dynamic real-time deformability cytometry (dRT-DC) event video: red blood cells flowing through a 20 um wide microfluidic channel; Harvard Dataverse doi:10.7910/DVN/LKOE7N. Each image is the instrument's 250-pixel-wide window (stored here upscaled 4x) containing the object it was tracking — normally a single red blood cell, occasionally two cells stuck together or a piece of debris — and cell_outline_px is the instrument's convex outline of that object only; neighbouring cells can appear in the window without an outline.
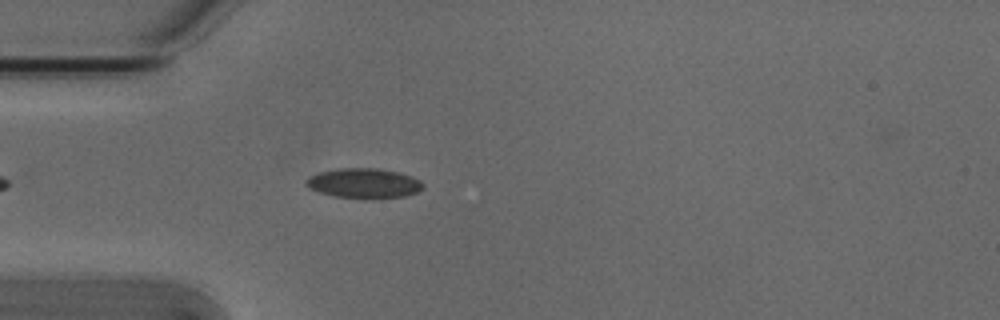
{"species": "Egyptian fruit bat (a non-hibernating species)", "species_latin": "Rousettus aegyptiacus", "temperature_condition": "cold", "stored_images_in_passage": 32, "camera_frame_rate_fps": 3000, "um_per_image_px": 0.085, "animal": {"sex": "male"}, "frame": {"image": 1, "passage_image": 6, "time_ms": 1.667, "image_size_px": [1000, 320], "cell_outline_px": [[424, 188], [416, 192], [404, 196], [336, 196], [320, 192], [304, 184], [304, 180], [308, 176], [320, 172], [336, 168], [376, 168], [400, 172], [412, 176], [420, 180], [424, 184]], "centroid_in_image_um": [30.93, 15.52], "position_along_channel_um": 54.1, "area_um2": 19.71}}
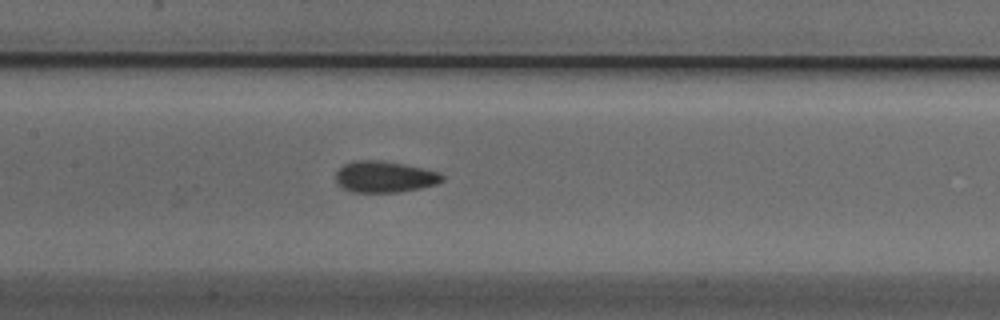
{"frame": {"image": 2, "passage_image": 16, "time_ms": 5.0, "image_size_px": [1000, 320], "cell_outline_px": [[444, 180], [436, 184], [420, 188], [400, 192], [352, 192], [344, 188], [336, 180], [336, 172], [344, 164], [352, 160], [380, 160], [404, 164], [424, 168], [440, 172], [444, 176]], "centroid_in_image_um": [32.71, 15.02], "position_along_channel_um": 174.7, "area_um2": 19.48}}
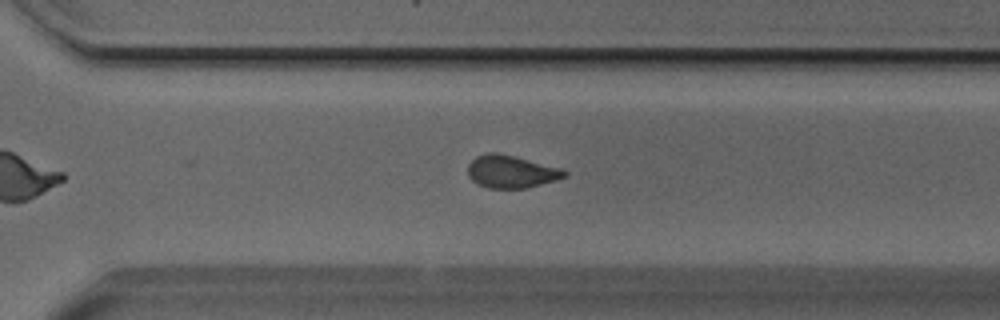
{"frame": {"image": 3, "passage_image": 28, "time_ms": 9.0, "image_size_px": [1000, 320], "cell_outline_px": [[568, 176], [556, 180], [524, 188], [488, 188], [476, 184], [468, 176], [468, 164], [476, 156], [488, 152], [496, 152], [560, 168], [568, 172]], "centroid_in_image_um": [43.41, 14.59], "position_along_channel_um": 327.2, "area_um2": 18.21}, "authors_computed_cell_mechanics": {"area_um2": 19.1896, "velocity_mm_per_s": 3.8198, "shape_relaxation_time_tau1_ms": 4.3243, "shape_relaxation_time_tau2_ms": 1.5991, "deformation_change_tau1": 0.096, "deformation_change_tau2": 0.0565}}